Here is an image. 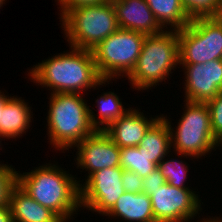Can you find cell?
<instances>
[{
    "label": "cell",
    "mask_w": 222,
    "mask_h": 222,
    "mask_svg": "<svg viewBox=\"0 0 222 222\" xmlns=\"http://www.w3.org/2000/svg\"><path fill=\"white\" fill-rule=\"evenodd\" d=\"M69 47L71 51L60 52L33 65L28 69V79L41 88L51 89V93L82 95L85 92L87 95L88 89L99 90V86L106 87L110 81H114L101 78L91 50Z\"/></svg>",
    "instance_id": "cell-1"
},
{
    "label": "cell",
    "mask_w": 222,
    "mask_h": 222,
    "mask_svg": "<svg viewBox=\"0 0 222 222\" xmlns=\"http://www.w3.org/2000/svg\"><path fill=\"white\" fill-rule=\"evenodd\" d=\"M57 163L46 162L23 174L17 171V184L63 222H69L73 216L79 214L77 211H81L80 185L83 180Z\"/></svg>",
    "instance_id": "cell-2"
},
{
    "label": "cell",
    "mask_w": 222,
    "mask_h": 222,
    "mask_svg": "<svg viewBox=\"0 0 222 222\" xmlns=\"http://www.w3.org/2000/svg\"><path fill=\"white\" fill-rule=\"evenodd\" d=\"M48 99L46 135L55 151L69 152L96 131L90 121V106L82 94L50 93Z\"/></svg>",
    "instance_id": "cell-3"
},
{
    "label": "cell",
    "mask_w": 222,
    "mask_h": 222,
    "mask_svg": "<svg viewBox=\"0 0 222 222\" xmlns=\"http://www.w3.org/2000/svg\"><path fill=\"white\" fill-rule=\"evenodd\" d=\"M177 67H181L177 30L146 35L136 65L127 76L128 82L136 91H149L167 82Z\"/></svg>",
    "instance_id": "cell-4"
},
{
    "label": "cell",
    "mask_w": 222,
    "mask_h": 222,
    "mask_svg": "<svg viewBox=\"0 0 222 222\" xmlns=\"http://www.w3.org/2000/svg\"><path fill=\"white\" fill-rule=\"evenodd\" d=\"M184 102V112L176 122V128H172V120L167 114H161V117L167 122L170 130L171 150L174 151L172 153L188 155L194 162V159L199 160L203 156L205 158L212 150H220L222 147L213 135L208 105L201 102Z\"/></svg>",
    "instance_id": "cell-5"
},
{
    "label": "cell",
    "mask_w": 222,
    "mask_h": 222,
    "mask_svg": "<svg viewBox=\"0 0 222 222\" xmlns=\"http://www.w3.org/2000/svg\"><path fill=\"white\" fill-rule=\"evenodd\" d=\"M60 24L68 45L85 50H93L119 29L112 0L70 9Z\"/></svg>",
    "instance_id": "cell-6"
},
{
    "label": "cell",
    "mask_w": 222,
    "mask_h": 222,
    "mask_svg": "<svg viewBox=\"0 0 222 222\" xmlns=\"http://www.w3.org/2000/svg\"><path fill=\"white\" fill-rule=\"evenodd\" d=\"M145 36L119 28L91 50L101 78L116 80L127 77L136 65Z\"/></svg>",
    "instance_id": "cell-7"
},
{
    "label": "cell",
    "mask_w": 222,
    "mask_h": 222,
    "mask_svg": "<svg viewBox=\"0 0 222 222\" xmlns=\"http://www.w3.org/2000/svg\"><path fill=\"white\" fill-rule=\"evenodd\" d=\"M177 32L180 65L222 59V26L213 16L192 18Z\"/></svg>",
    "instance_id": "cell-8"
},
{
    "label": "cell",
    "mask_w": 222,
    "mask_h": 222,
    "mask_svg": "<svg viewBox=\"0 0 222 222\" xmlns=\"http://www.w3.org/2000/svg\"><path fill=\"white\" fill-rule=\"evenodd\" d=\"M198 194L193 188H177L168 183L155 189L150 195L155 221L189 222L201 217L203 202Z\"/></svg>",
    "instance_id": "cell-9"
},
{
    "label": "cell",
    "mask_w": 222,
    "mask_h": 222,
    "mask_svg": "<svg viewBox=\"0 0 222 222\" xmlns=\"http://www.w3.org/2000/svg\"><path fill=\"white\" fill-rule=\"evenodd\" d=\"M121 167L105 168L92 173L80 185L81 210L105 216L125 193ZM83 208V209H82ZM85 208V209H84Z\"/></svg>",
    "instance_id": "cell-10"
},
{
    "label": "cell",
    "mask_w": 222,
    "mask_h": 222,
    "mask_svg": "<svg viewBox=\"0 0 222 222\" xmlns=\"http://www.w3.org/2000/svg\"><path fill=\"white\" fill-rule=\"evenodd\" d=\"M74 158L77 169H85V179L95 171L105 168L120 167V148L102 130H96L76 144ZM80 167V168H79Z\"/></svg>",
    "instance_id": "cell-11"
},
{
    "label": "cell",
    "mask_w": 222,
    "mask_h": 222,
    "mask_svg": "<svg viewBox=\"0 0 222 222\" xmlns=\"http://www.w3.org/2000/svg\"><path fill=\"white\" fill-rule=\"evenodd\" d=\"M181 66L184 101L206 103L222 92V59Z\"/></svg>",
    "instance_id": "cell-12"
},
{
    "label": "cell",
    "mask_w": 222,
    "mask_h": 222,
    "mask_svg": "<svg viewBox=\"0 0 222 222\" xmlns=\"http://www.w3.org/2000/svg\"><path fill=\"white\" fill-rule=\"evenodd\" d=\"M136 108L131 107L104 130L119 148L138 146L150 127L161 117L155 115L148 118L141 109Z\"/></svg>",
    "instance_id": "cell-13"
},
{
    "label": "cell",
    "mask_w": 222,
    "mask_h": 222,
    "mask_svg": "<svg viewBox=\"0 0 222 222\" xmlns=\"http://www.w3.org/2000/svg\"><path fill=\"white\" fill-rule=\"evenodd\" d=\"M120 29L144 35L161 33L164 29L156 21L145 0H112Z\"/></svg>",
    "instance_id": "cell-14"
},
{
    "label": "cell",
    "mask_w": 222,
    "mask_h": 222,
    "mask_svg": "<svg viewBox=\"0 0 222 222\" xmlns=\"http://www.w3.org/2000/svg\"><path fill=\"white\" fill-rule=\"evenodd\" d=\"M32 107L25 99L11 96L1 110V136L4 139H16L26 135L32 126ZM32 119V120H31Z\"/></svg>",
    "instance_id": "cell-15"
},
{
    "label": "cell",
    "mask_w": 222,
    "mask_h": 222,
    "mask_svg": "<svg viewBox=\"0 0 222 222\" xmlns=\"http://www.w3.org/2000/svg\"><path fill=\"white\" fill-rule=\"evenodd\" d=\"M105 216L126 222H156L150 196L144 192H125Z\"/></svg>",
    "instance_id": "cell-16"
},
{
    "label": "cell",
    "mask_w": 222,
    "mask_h": 222,
    "mask_svg": "<svg viewBox=\"0 0 222 222\" xmlns=\"http://www.w3.org/2000/svg\"><path fill=\"white\" fill-rule=\"evenodd\" d=\"M9 207L13 222H63L53 211L35 201L18 184L11 192Z\"/></svg>",
    "instance_id": "cell-17"
},
{
    "label": "cell",
    "mask_w": 222,
    "mask_h": 222,
    "mask_svg": "<svg viewBox=\"0 0 222 222\" xmlns=\"http://www.w3.org/2000/svg\"><path fill=\"white\" fill-rule=\"evenodd\" d=\"M139 151H143L150 161L157 166L171 151L170 130L167 122L160 117L147 131L140 144Z\"/></svg>",
    "instance_id": "cell-18"
},
{
    "label": "cell",
    "mask_w": 222,
    "mask_h": 222,
    "mask_svg": "<svg viewBox=\"0 0 222 222\" xmlns=\"http://www.w3.org/2000/svg\"><path fill=\"white\" fill-rule=\"evenodd\" d=\"M145 1L153 12L156 21L164 30H180L192 20L181 0Z\"/></svg>",
    "instance_id": "cell-19"
},
{
    "label": "cell",
    "mask_w": 222,
    "mask_h": 222,
    "mask_svg": "<svg viewBox=\"0 0 222 222\" xmlns=\"http://www.w3.org/2000/svg\"><path fill=\"white\" fill-rule=\"evenodd\" d=\"M95 101L97 108V115L90 106V121L96 130L104 131L111 123L122 117L127 111L131 109L125 108L122 99L114 93V91L102 92L98 95Z\"/></svg>",
    "instance_id": "cell-20"
},
{
    "label": "cell",
    "mask_w": 222,
    "mask_h": 222,
    "mask_svg": "<svg viewBox=\"0 0 222 222\" xmlns=\"http://www.w3.org/2000/svg\"><path fill=\"white\" fill-rule=\"evenodd\" d=\"M171 154L172 153L170 152L169 155L166 156L167 158H163L158 164V169L161 171L166 183L177 188H192L188 186V183L186 184L188 170H190V167L188 166L189 164L187 161L185 162L181 160L183 157H186L187 159L191 157L176 152L175 158H170ZM176 156H179L181 159L178 160Z\"/></svg>",
    "instance_id": "cell-21"
},
{
    "label": "cell",
    "mask_w": 222,
    "mask_h": 222,
    "mask_svg": "<svg viewBox=\"0 0 222 222\" xmlns=\"http://www.w3.org/2000/svg\"><path fill=\"white\" fill-rule=\"evenodd\" d=\"M120 167L137 173L142 179L158 168L137 146L120 148Z\"/></svg>",
    "instance_id": "cell-22"
},
{
    "label": "cell",
    "mask_w": 222,
    "mask_h": 222,
    "mask_svg": "<svg viewBox=\"0 0 222 222\" xmlns=\"http://www.w3.org/2000/svg\"><path fill=\"white\" fill-rule=\"evenodd\" d=\"M16 170L12 164H0V207L9 205L11 192L17 185Z\"/></svg>",
    "instance_id": "cell-23"
},
{
    "label": "cell",
    "mask_w": 222,
    "mask_h": 222,
    "mask_svg": "<svg viewBox=\"0 0 222 222\" xmlns=\"http://www.w3.org/2000/svg\"><path fill=\"white\" fill-rule=\"evenodd\" d=\"M191 18L213 16L222 0H181Z\"/></svg>",
    "instance_id": "cell-24"
},
{
    "label": "cell",
    "mask_w": 222,
    "mask_h": 222,
    "mask_svg": "<svg viewBox=\"0 0 222 222\" xmlns=\"http://www.w3.org/2000/svg\"><path fill=\"white\" fill-rule=\"evenodd\" d=\"M206 104L210 110L213 135L222 146V92L208 100Z\"/></svg>",
    "instance_id": "cell-25"
},
{
    "label": "cell",
    "mask_w": 222,
    "mask_h": 222,
    "mask_svg": "<svg viewBox=\"0 0 222 222\" xmlns=\"http://www.w3.org/2000/svg\"><path fill=\"white\" fill-rule=\"evenodd\" d=\"M122 184L125 192H143V179L133 171L123 170Z\"/></svg>",
    "instance_id": "cell-26"
},
{
    "label": "cell",
    "mask_w": 222,
    "mask_h": 222,
    "mask_svg": "<svg viewBox=\"0 0 222 222\" xmlns=\"http://www.w3.org/2000/svg\"><path fill=\"white\" fill-rule=\"evenodd\" d=\"M165 183V178L161 174V171L157 168L143 178V192L150 196L153 194L155 189L160 188Z\"/></svg>",
    "instance_id": "cell-27"
},
{
    "label": "cell",
    "mask_w": 222,
    "mask_h": 222,
    "mask_svg": "<svg viewBox=\"0 0 222 222\" xmlns=\"http://www.w3.org/2000/svg\"><path fill=\"white\" fill-rule=\"evenodd\" d=\"M59 5V19H61L70 9L86 5L105 3L109 0H55Z\"/></svg>",
    "instance_id": "cell-28"
},
{
    "label": "cell",
    "mask_w": 222,
    "mask_h": 222,
    "mask_svg": "<svg viewBox=\"0 0 222 222\" xmlns=\"http://www.w3.org/2000/svg\"><path fill=\"white\" fill-rule=\"evenodd\" d=\"M0 222H13L9 205L0 207Z\"/></svg>",
    "instance_id": "cell-29"
},
{
    "label": "cell",
    "mask_w": 222,
    "mask_h": 222,
    "mask_svg": "<svg viewBox=\"0 0 222 222\" xmlns=\"http://www.w3.org/2000/svg\"><path fill=\"white\" fill-rule=\"evenodd\" d=\"M11 97L9 94L7 95L4 91L0 90V135H1V110H3L5 104L7 103L8 99Z\"/></svg>",
    "instance_id": "cell-30"
},
{
    "label": "cell",
    "mask_w": 222,
    "mask_h": 222,
    "mask_svg": "<svg viewBox=\"0 0 222 222\" xmlns=\"http://www.w3.org/2000/svg\"><path fill=\"white\" fill-rule=\"evenodd\" d=\"M189 222H191V221H189ZM192 222H193V220H192ZM197 222H222V217L220 218L217 215H216V217H213V216L210 217L207 215V218L206 217H203L200 219L198 218Z\"/></svg>",
    "instance_id": "cell-31"
},
{
    "label": "cell",
    "mask_w": 222,
    "mask_h": 222,
    "mask_svg": "<svg viewBox=\"0 0 222 222\" xmlns=\"http://www.w3.org/2000/svg\"><path fill=\"white\" fill-rule=\"evenodd\" d=\"M213 17L216 19V21L222 26V2L218 9L216 10L215 14Z\"/></svg>",
    "instance_id": "cell-32"
},
{
    "label": "cell",
    "mask_w": 222,
    "mask_h": 222,
    "mask_svg": "<svg viewBox=\"0 0 222 222\" xmlns=\"http://www.w3.org/2000/svg\"><path fill=\"white\" fill-rule=\"evenodd\" d=\"M2 140L5 141V139L0 135V146H1V147H0V150H2V148H3V147H2L3 144H1V143H2L1 141H2ZM1 163H2V162H0V164H1Z\"/></svg>",
    "instance_id": "cell-33"
},
{
    "label": "cell",
    "mask_w": 222,
    "mask_h": 222,
    "mask_svg": "<svg viewBox=\"0 0 222 222\" xmlns=\"http://www.w3.org/2000/svg\"><path fill=\"white\" fill-rule=\"evenodd\" d=\"M7 0H0V9L4 6Z\"/></svg>",
    "instance_id": "cell-34"
}]
</instances>
